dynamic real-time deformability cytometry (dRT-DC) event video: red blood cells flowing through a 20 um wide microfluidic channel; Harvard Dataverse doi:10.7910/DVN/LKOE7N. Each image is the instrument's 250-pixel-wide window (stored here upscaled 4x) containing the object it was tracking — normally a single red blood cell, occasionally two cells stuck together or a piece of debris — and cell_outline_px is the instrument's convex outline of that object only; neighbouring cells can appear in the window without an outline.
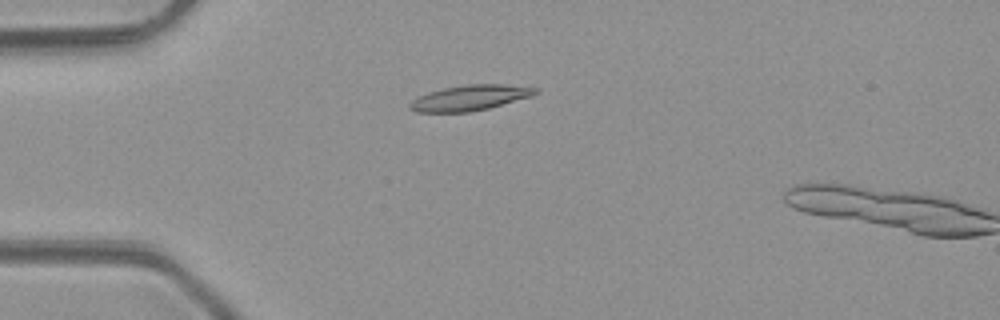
{"species": "common noctule bat (a hibernating species)", "species_latin": "Nyctalus noctula", "temperature_condition": "room temperature", "stored_images_in_passage": 2, "camera_frame_rate_fps": 3000, "um_per_image_px": 0.085, "animal": {"sex": "male", "body_mass_g": 23.1, "forearm_length_mm": 52.7}, "frame": {"image": 1, "passage_image": 1, "time_ms": 0.0, "image_size_px": [1000, 320], "cell_outline_px": [[540, 92], [532, 96], [488, 108], [468, 112], [416, 112], [408, 108], [408, 104], [416, 96], [428, 92], [444, 88], [468, 84], [500, 84], [540, 88]], "centroid_in_image_um": [39.92, 8.31], "position_along_channel_um": 45.1, "area_um2": 18.67}}